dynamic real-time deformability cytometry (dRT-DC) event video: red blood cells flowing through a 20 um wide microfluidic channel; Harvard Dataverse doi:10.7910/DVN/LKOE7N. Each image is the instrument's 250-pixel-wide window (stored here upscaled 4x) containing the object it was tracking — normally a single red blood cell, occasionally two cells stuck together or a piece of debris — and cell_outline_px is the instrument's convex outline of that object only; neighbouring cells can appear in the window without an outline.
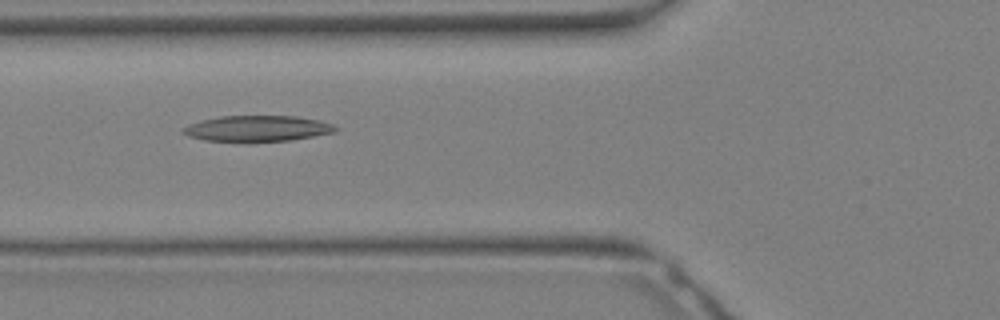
{"species": "Egyptian fruit bat (a non-hibernating species)", "species_latin": "Rousettus aegyptiacus", "temperature_condition": "warm", "stored_images_in_passage": 26, "camera_frame_rate_fps": 3000, "um_per_image_px": 0.085, "animal": {"sex": "female"}, "frame": {"image": 1, "passage_image": 6, "time_ms": 1.667, "image_size_px": [1000, 320], "cell_outline_px": [[340, 128], [336, 132], [292, 140], [204, 140], [188, 136], [180, 132], [188, 124], [220, 116], [296, 116], [320, 120], [332, 124]], "centroid_in_image_um": [21.93, 10.9], "position_along_channel_um": 103.9, "area_um2": 22.54}}
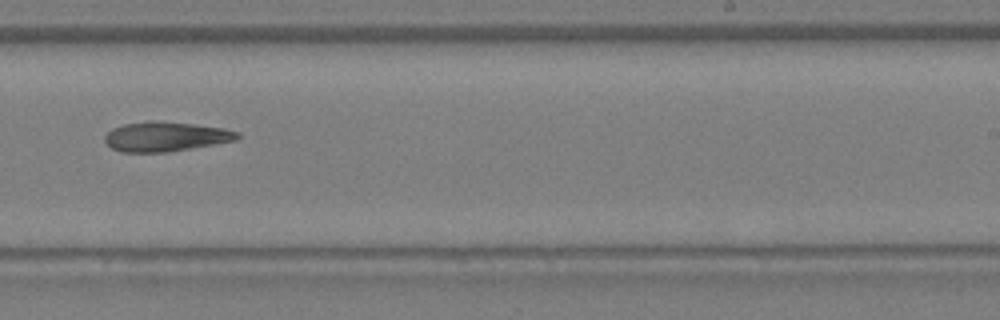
{"frame": {"image": 2, "passage_image": 14, "time_ms": 4.333, "image_size_px": [1000, 320], "cell_outline_px": [[240, 136], [236, 140], [168, 152], [120, 152], [112, 148], [104, 140], [104, 136], [112, 128], [124, 124], [148, 120], [160, 120], [224, 128], [240, 132]], "centroid_in_image_um": [14.06, 11.6], "position_along_channel_um": 274.9, "area_um2": 22.95}}
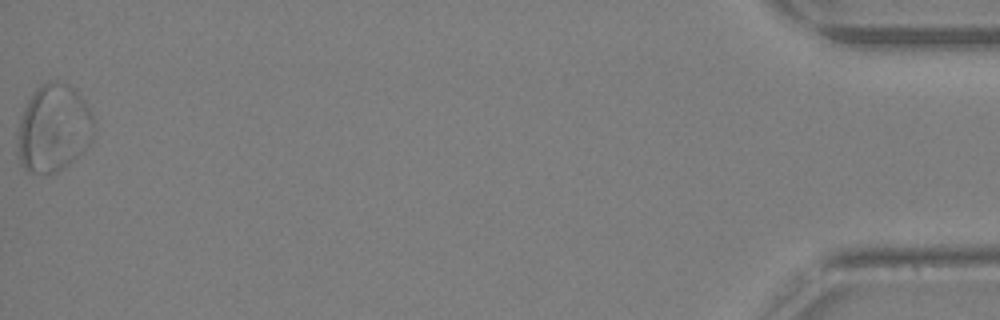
{"frame": {"image": 3, "passage_image": 26, "time_ms": 8.333, "image_size_px": [1000, 320], "cell_outline_px": [[96, 132], [92, 140], [68, 164], [56, 172], [28, 172], [20, 164], [16, 152], [16, 132], [20, 116], [28, 100], [36, 88], [48, 80], [56, 80], [68, 84], [76, 88], [84, 100], [92, 116]], "centroid_in_image_um": [4.52, 10.87], "position_along_channel_um": 430.7, "area_um2": 39.42}}